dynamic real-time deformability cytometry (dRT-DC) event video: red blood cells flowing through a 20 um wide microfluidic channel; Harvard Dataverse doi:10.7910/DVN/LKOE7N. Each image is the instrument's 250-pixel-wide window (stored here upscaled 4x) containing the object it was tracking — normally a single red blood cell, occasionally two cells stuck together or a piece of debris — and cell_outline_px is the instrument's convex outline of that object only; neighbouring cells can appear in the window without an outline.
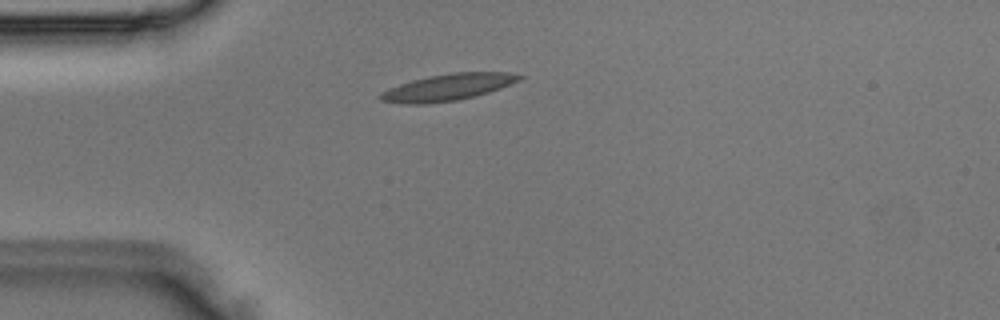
{"species": "Egyptian fruit bat (a non-hibernating species)", "species_latin": "Rousettus aegyptiacus", "temperature_condition": "room temperature", "stored_images_in_passage": 1, "camera_frame_rate_fps": 3000, "um_per_image_px": 0.085, "animal": {"sex": "male"}, "frame": {"image": 1, "passage_image": 1, "time_ms": 0.0, "image_size_px": [1000, 320], "cell_outline_px": [[524, 76], [520, 80], [500, 88], [488, 92], [456, 100], [428, 104], [404, 104], [380, 100], [376, 96], [380, 92], [388, 88], [412, 80], [428, 76], [452, 72], [508, 72]], "centroid_in_image_um": [38.01, 7.41], "position_along_channel_um": 47.0, "area_um2": 21.56}}